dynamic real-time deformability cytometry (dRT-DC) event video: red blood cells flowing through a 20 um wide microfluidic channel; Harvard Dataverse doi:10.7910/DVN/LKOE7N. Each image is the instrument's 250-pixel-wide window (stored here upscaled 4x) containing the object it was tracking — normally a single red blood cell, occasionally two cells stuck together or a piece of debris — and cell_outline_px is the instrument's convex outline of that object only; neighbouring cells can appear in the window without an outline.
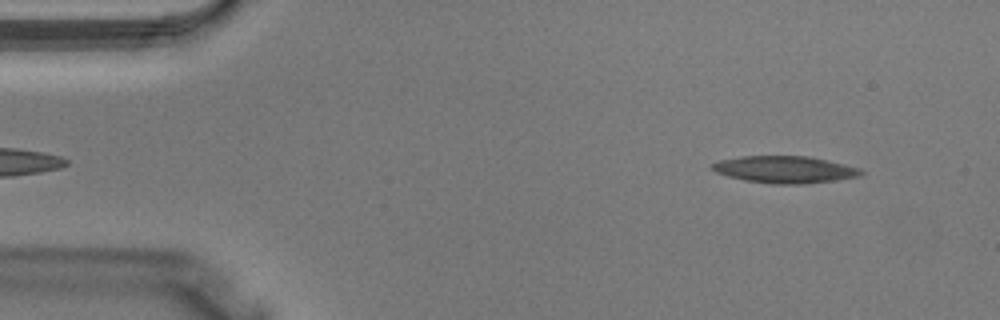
{"species": "Egyptian fruit bat (a non-hibernating species)", "species_latin": "Rousettus aegyptiacus", "temperature_condition": "warm", "stored_images_in_passage": 36, "camera_frame_rate_fps": 3000, "um_per_image_px": 0.085, "animal": {"sex": "male"}, "frame": {"image": 1, "passage_image": 1, "time_ms": 0.0, "image_size_px": [1000, 320], "cell_outline_px": [[864, 172], [860, 176], [836, 180], [800, 184], [772, 184], [744, 180], [728, 176], [716, 172], [708, 168], [708, 164], [720, 160], [740, 156], [808, 156], [844, 164], [860, 168]], "centroid_in_image_um": [66.65, 14.41], "position_along_channel_um": 18.3, "area_um2": 23.52}}
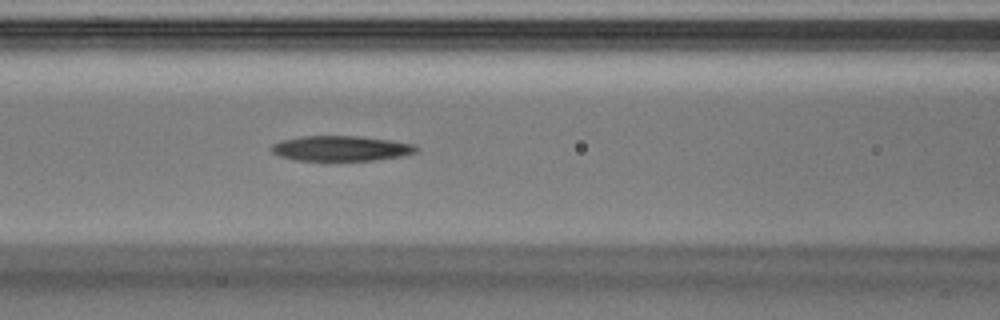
{"frame": {"image": 2, "passage_image": 13, "time_ms": 4.0, "image_size_px": [1000, 320], "cell_outline_px": [[420, 148], [416, 152], [400, 156], [372, 160], [296, 160], [280, 156], [272, 152], [268, 148], [272, 144], [280, 140], [300, 136], [360, 136], [392, 140], [412, 144]], "centroid_in_image_um": [28.94, 12.6], "position_along_channel_um": 137.7, "area_um2": 21.27}}
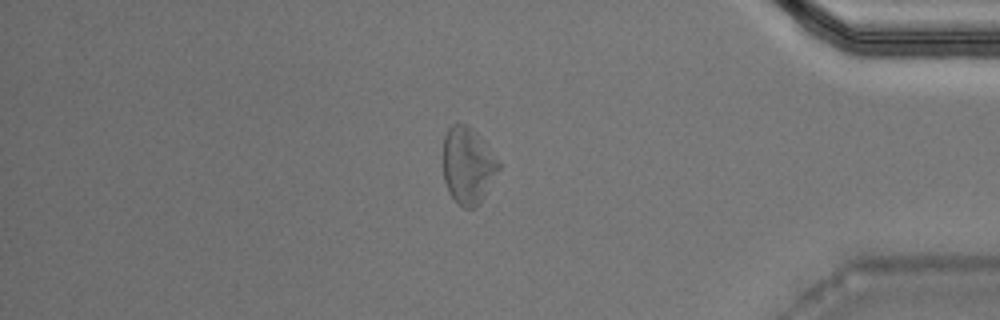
{"frame": {"image": 3, "passage_image": 30, "time_ms": 9.667, "image_size_px": [1000, 320], "cell_outline_px": [[500, 168], [480, 204], [476, 208], [464, 208], [452, 196], [444, 180], [444, 136], [448, 128], [452, 124], [468, 124], [484, 140], [500, 164]], "centroid_in_image_um": [39.79, 14.05], "position_along_channel_um": 395.4, "area_um2": 24.62}}